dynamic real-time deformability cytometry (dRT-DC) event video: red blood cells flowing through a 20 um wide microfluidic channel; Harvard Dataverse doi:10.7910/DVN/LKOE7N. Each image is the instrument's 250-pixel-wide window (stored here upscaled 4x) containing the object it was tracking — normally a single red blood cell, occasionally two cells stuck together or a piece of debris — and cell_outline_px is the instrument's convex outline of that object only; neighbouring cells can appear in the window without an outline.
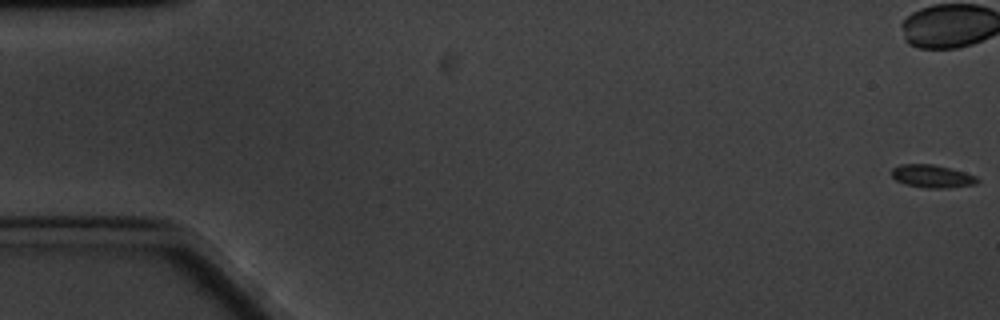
{"species": "common noctule bat (a hibernating species)", "species_latin": "Nyctalus noctula", "temperature_condition": "cold", "stored_images_in_passage": 15, "camera_frame_rate_fps": 3000, "um_per_image_px": 0.085, "animal": {"sex": "male", "body_mass_g": 20.1, "forearm_length_mm": 53.5}, "frame": {"image": 1, "passage_image": 1, "time_ms": 0.0, "image_size_px": [1000, 320], "cell_outline_px": [[980, 180], [976, 184], [948, 188], [924, 188], [904, 184], [896, 180], [892, 176], [892, 168], [900, 164], [932, 164], [964, 172], [976, 176]], "centroid_in_image_um": [79.22, 14.99], "position_along_channel_um": 5.8, "area_um2": 11.44}}